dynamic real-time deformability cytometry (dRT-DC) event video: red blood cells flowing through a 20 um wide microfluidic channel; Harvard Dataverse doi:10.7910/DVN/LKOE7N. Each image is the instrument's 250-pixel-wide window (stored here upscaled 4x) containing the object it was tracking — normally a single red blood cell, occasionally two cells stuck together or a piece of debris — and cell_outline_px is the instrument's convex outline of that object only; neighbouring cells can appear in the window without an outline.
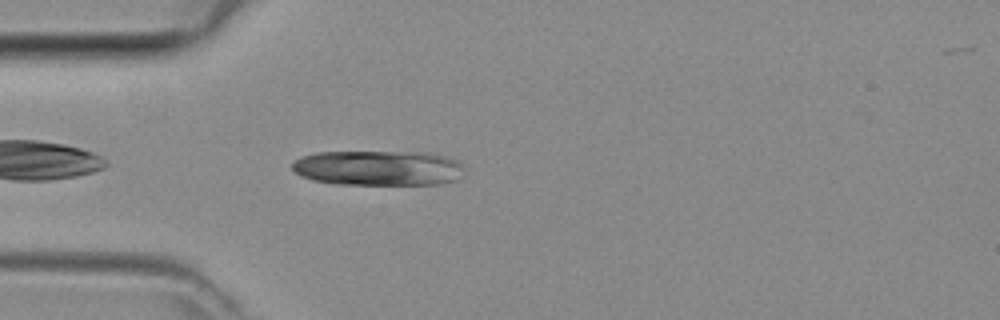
{"species": "common noctule bat (a hibernating species)", "species_latin": "Nyctalus noctula", "temperature_condition": "room temperature", "stored_images_in_passage": 35, "segment_of_instrument_passage": [1, 2], "camera_frame_rate_fps": 3000, "um_per_image_px": 0.085, "animal": {"sex": "female", "body_mass_g": 29.2, "forearm_length_mm": 56.3}, "frame": {"image": 1, "passage_image": 4, "time_ms": 1.0, "image_size_px": [1000, 320], "cell_outline_px": [[464, 168], [456, 180], [440, 184], [336, 184], [312, 180], [300, 176], [292, 168], [292, 160], [300, 156], [316, 152], [428, 152], [448, 156], [460, 160], [464, 164]], "centroid_in_image_um": [32.16, 14.27], "position_along_channel_um": 52.8, "area_um2": 35.72}}